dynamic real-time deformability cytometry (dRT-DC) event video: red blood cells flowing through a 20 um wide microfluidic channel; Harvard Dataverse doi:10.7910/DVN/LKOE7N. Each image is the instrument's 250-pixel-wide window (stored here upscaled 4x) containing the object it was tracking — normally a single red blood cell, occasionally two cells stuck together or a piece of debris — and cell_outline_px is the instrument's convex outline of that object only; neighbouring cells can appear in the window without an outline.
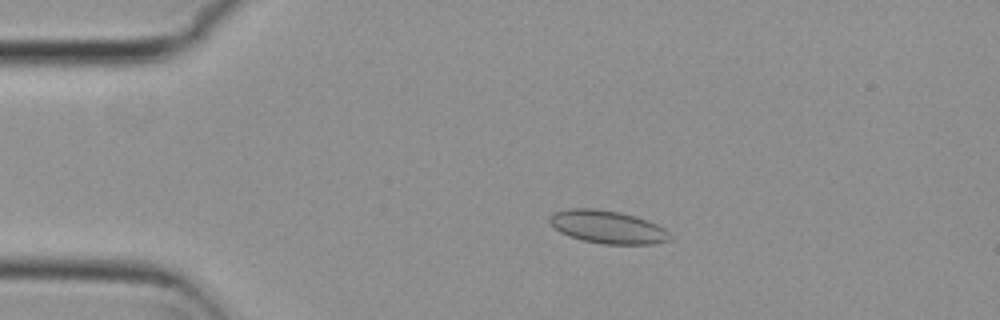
{"species": "common noctule bat (a hibernating species)", "species_latin": "Nyctalus noctula", "temperature_condition": "cold", "stored_images_in_passage": 54, "camera_frame_rate_fps": 3000, "um_per_image_px": 0.085, "animal": {"sex": "female", "body_mass_g": 29.2, "forearm_length_mm": 56.3}, "frame": {"image": 1, "passage_image": 11, "time_ms": 3.333, "image_size_px": [1000, 320], "cell_outline_px": [[672, 240], [652, 244], [600, 244], [580, 240], [568, 236], [560, 232], [548, 220], [552, 212], [572, 208], [592, 208], [620, 212], [636, 216], [648, 220], [664, 228], [672, 236]], "centroid_in_image_um": [51.65, 19.3], "position_along_channel_um": 33.3, "area_um2": 23.29}}
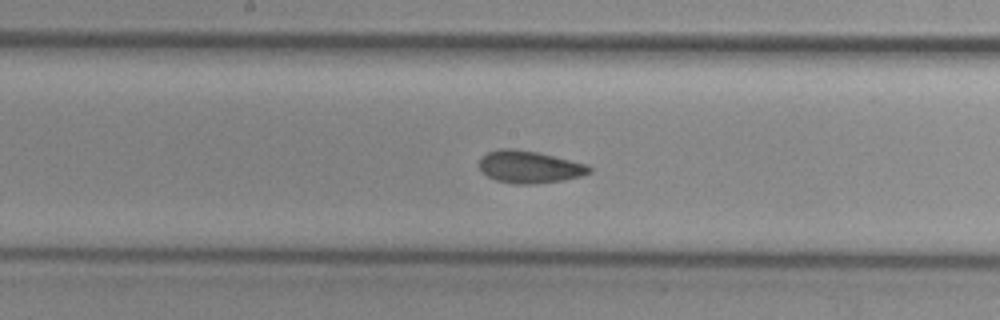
{"frame": {"image": 2, "passage_image": 28, "time_ms": 9.0, "image_size_px": [1000, 320], "cell_outline_px": [[592, 172], [580, 176], [564, 180], [532, 184], [516, 184], [496, 180], [488, 176], [480, 168], [480, 156], [488, 152], [500, 148], [512, 148], [536, 152], [588, 164], [592, 168]], "centroid_in_image_um": [45.01, 14.18], "position_along_channel_um": 203.2, "area_um2": 20.63}}
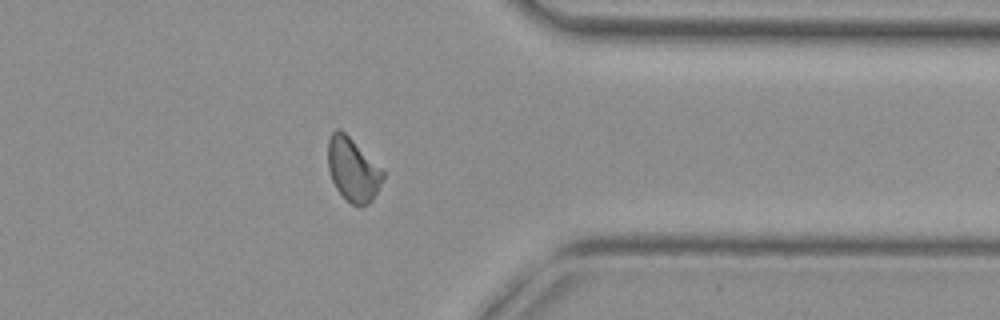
{"frame": {"image": 3, "passage_image": 43, "time_ms": 14.0, "image_size_px": [1000, 320], "cell_outline_px": [[384, 176], [372, 200], [368, 204], [360, 208], [352, 204], [336, 188], [332, 180], [328, 168], [328, 140], [332, 132], [336, 128], [340, 128], [384, 172]], "centroid_in_image_um": [29.96, 14.43], "position_along_channel_um": 381.4, "area_um2": 19.88}, "authors_computed_cell_mechanics": {"area_um2": 20.519, "velocity_mm_per_s": 3.7764, "shape_relaxation_time_tau1_ms": null, "shape_relaxation_time_tau2_ms": 1.6746, "deformation_change_tau1": null, "deformation_change_tau2": 0.0541}}